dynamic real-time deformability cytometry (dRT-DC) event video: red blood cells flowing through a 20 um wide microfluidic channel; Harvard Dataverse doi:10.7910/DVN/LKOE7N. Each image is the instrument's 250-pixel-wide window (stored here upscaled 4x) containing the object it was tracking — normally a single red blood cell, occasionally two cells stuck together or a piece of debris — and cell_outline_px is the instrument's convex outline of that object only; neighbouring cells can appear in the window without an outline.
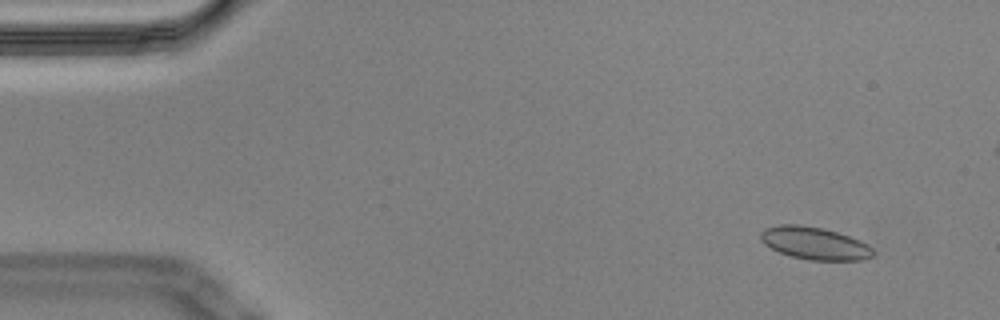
{"species": "Egyptian fruit bat (a non-hibernating species)", "species_latin": "Rousettus aegyptiacus", "temperature_condition": "cold", "stored_images_in_passage": 57, "segment_of_instrument_passage": [1, 2], "camera_frame_rate_fps": 3000, "um_per_image_px": 0.085, "animal": {"sex": "male"}, "frame": {"image": 1, "passage_image": 5, "time_ms": 1.333, "image_size_px": [1000, 320], "cell_outline_px": [[876, 252], [872, 256], [864, 260], [808, 260], [792, 256], [780, 252], [764, 244], [760, 240], [760, 232], [764, 228], [780, 224], [800, 224], [824, 228], [860, 240], [868, 244]], "centroid_in_image_um": [69.24, 20.67], "position_along_channel_um": 15.8, "area_um2": 21.44}}
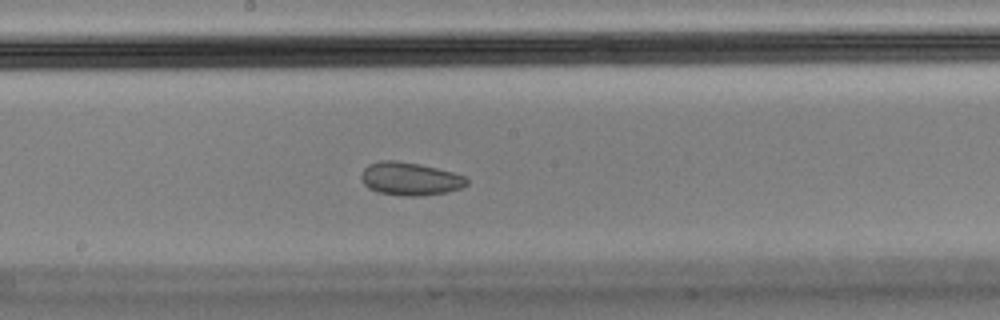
{"frame": {"image": 2, "passage_image": 30, "time_ms": 9.667, "image_size_px": [1000, 320], "cell_outline_px": [[468, 184], [460, 188], [448, 192], [420, 196], [400, 196], [376, 192], [368, 188], [364, 184], [360, 176], [364, 168], [368, 164], [380, 160], [396, 160], [436, 168], [452, 172], [464, 176], [468, 180]], "centroid_in_image_um": [34.82, 15.21], "position_along_channel_um": 213.4, "area_um2": 20.4}}
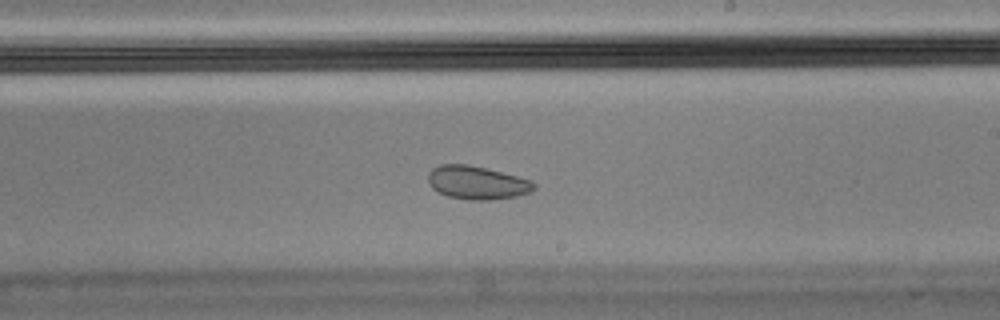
{"frame": {"image": 3, "passage_image": 33, "time_ms": 10.667, "image_size_px": [1000, 320], "cell_outline_px": [[536, 188], [532, 192], [516, 196], [488, 200], [472, 200], [448, 196], [432, 188], [428, 180], [428, 172], [432, 168], [440, 164], [468, 164], [532, 180], [536, 184]], "centroid_in_image_um": [40.55, 15.52], "position_along_channel_um": 248.4, "area_um2": 20.46}}